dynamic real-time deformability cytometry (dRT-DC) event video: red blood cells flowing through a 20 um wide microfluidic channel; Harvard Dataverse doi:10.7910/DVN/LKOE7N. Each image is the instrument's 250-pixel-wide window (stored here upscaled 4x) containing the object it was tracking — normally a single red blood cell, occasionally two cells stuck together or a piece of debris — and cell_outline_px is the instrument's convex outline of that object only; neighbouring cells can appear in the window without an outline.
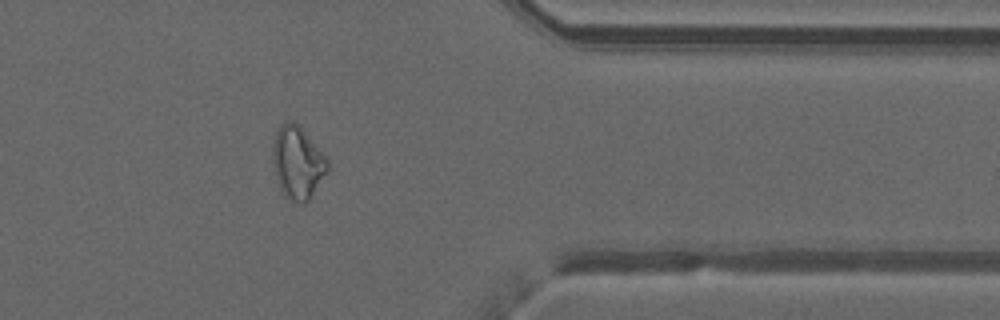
{"species": "common noctule bat (a hibernating species)", "species_latin": "Nyctalus noctula", "temperature_condition": "warm", "stored_images_in_passage": 37, "camera_frame_rate_fps": 3000, "um_per_image_px": 0.085, "animal": {"sex": "male", "forearm_length_mm": 52.5}, "frame": {"image": 1, "passage_image": 27, "time_ms": 8.667, "image_size_px": [1000, 320], "cell_outline_px": [[328, 168], [308, 200], [300, 204], [288, 200], [284, 196], [280, 188], [276, 176], [272, 160], [272, 144], [276, 132], [288, 120], [292, 120], [328, 156]], "centroid_in_image_um": [25.28, 13.83], "position_along_channel_um": 386.1, "area_um2": 22.89}}